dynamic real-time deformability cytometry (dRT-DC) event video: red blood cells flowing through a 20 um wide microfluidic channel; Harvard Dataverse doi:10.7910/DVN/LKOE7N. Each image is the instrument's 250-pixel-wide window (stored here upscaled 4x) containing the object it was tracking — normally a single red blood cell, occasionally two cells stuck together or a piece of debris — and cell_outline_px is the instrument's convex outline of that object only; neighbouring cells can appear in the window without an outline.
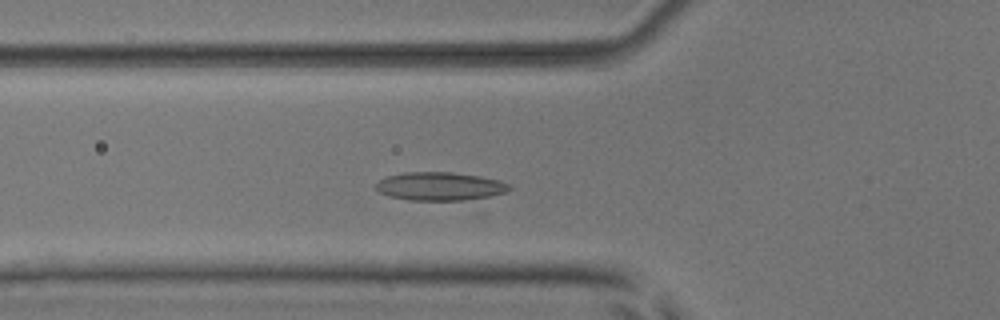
{"species": "common noctule bat (a hibernating species)", "species_latin": "Nyctalus noctula", "temperature_condition": "room temperature", "stored_images_in_passage": 40, "camera_frame_rate_fps": 3000, "um_per_image_px": 0.085, "animal": {"sex": "male", "body_mass_g": 17.9, "forearm_length_mm": 54.2}, "frame": {"image": 1, "passage_image": 5, "time_ms": 1.333, "image_size_px": [1000, 320], "cell_outline_px": [[512, 188], [484, 216], [476, 216], [388, 196], [380, 192], [376, 188], [376, 184], [380, 180], [388, 176], [404, 172], [452, 172], [480, 176], [500, 180], [508, 184]], "centroid_in_image_um": [37.94, 16.2], "position_along_channel_um": 87.9, "area_um2": 28.9}}
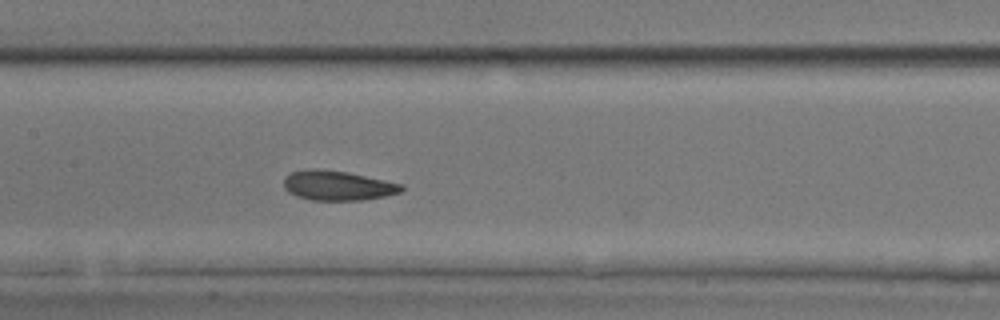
{"frame": {"image": 2, "passage_image": 12, "time_ms": 3.667, "image_size_px": [1000, 320], "cell_outline_px": [[404, 188], [400, 192], [384, 196], [360, 200], [312, 200], [296, 196], [288, 192], [284, 188], [284, 176], [292, 172], [308, 168], [316, 168], [348, 172], [404, 184]], "centroid_in_image_um": [28.68, 15.76], "position_along_channel_um": 178.7, "area_um2": 20.46}}
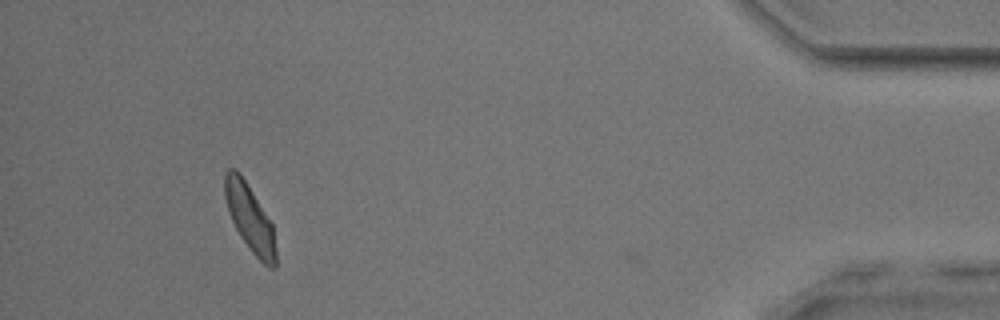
{"frame": {"image": 3, "passage_image": 35, "time_ms": 11.333, "image_size_px": [1000, 320], "cell_outline_px": [[276, 264], [272, 268], [268, 268], [252, 252], [240, 236], [228, 212], [224, 196], [224, 176], [228, 168], [236, 168], [240, 172], [272, 224], [276, 248]], "centroid_in_image_um": [21.21, 18.51], "position_along_channel_um": 414.0, "area_um2": 19.77}}